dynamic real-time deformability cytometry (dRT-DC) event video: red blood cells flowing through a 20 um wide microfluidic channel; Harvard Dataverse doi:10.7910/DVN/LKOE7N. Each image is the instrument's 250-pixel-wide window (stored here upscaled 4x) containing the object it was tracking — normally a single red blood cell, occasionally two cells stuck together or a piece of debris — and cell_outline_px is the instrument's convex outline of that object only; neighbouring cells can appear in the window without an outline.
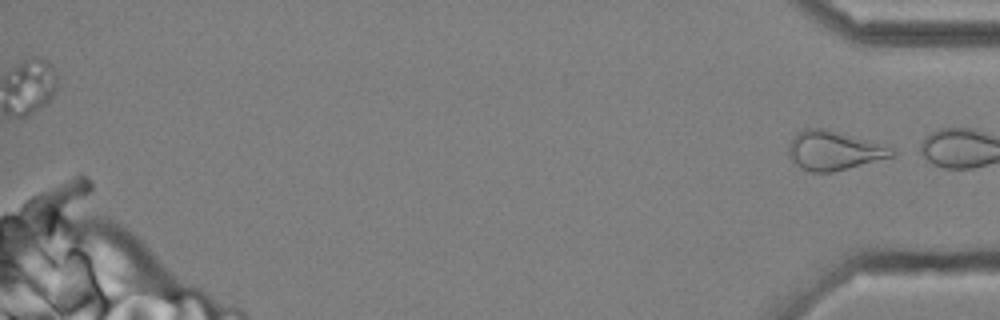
{"species": "common noctule bat (a hibernating species)", "species_latin": "Nyctalus noctula", "temperature_condition": "cold", "stored_images_in_passage": 44, "segment_of_instrument_passage": [2, 2], "camera_frame_rate_fps": 3000, "um_per_image_px": 0.085, "animal": {"sex": "male", "body_mass_g": 20.4}, "frame": {"image": 1, "passage_image": 44, "time_ms": 14.333, "image_size_px": [1000, 320], "cell_outline_px": [[896, 156], [832, 172], [812, 172], [804, 168], [788, 156], [788, 144], [792, 136], [804, 128], [828, 128], [872, 140], [892, 148], [896, 152]], "centroid_in_image_um": [70.91, 12.76], "position_along_channel_um": 364.3, "area_um2": 23.81}}